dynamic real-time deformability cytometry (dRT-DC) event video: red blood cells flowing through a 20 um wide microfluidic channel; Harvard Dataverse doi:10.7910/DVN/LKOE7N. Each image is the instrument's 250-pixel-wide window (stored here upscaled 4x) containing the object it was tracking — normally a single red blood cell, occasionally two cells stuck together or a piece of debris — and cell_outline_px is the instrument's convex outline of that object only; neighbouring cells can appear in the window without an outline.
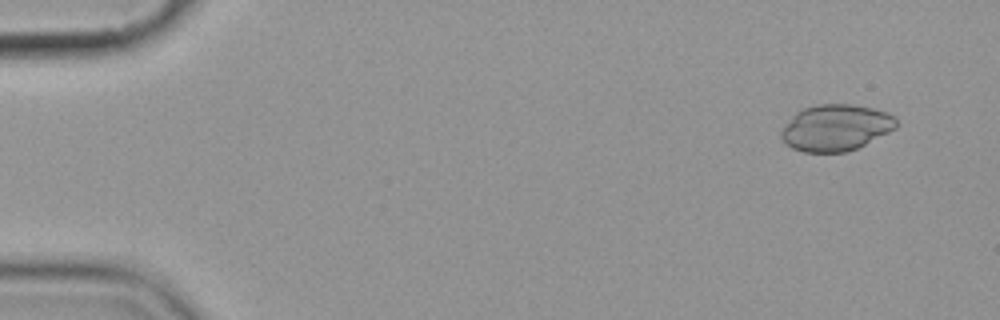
{"species": "common noctule bat (a hibernating species)", "species_latin": "Nyctalus noctula", "temperature_condition": "cold", "stored_images_in_passage": 4, "camera_frame_rate_fps": 3000, "um_per_image_px": 0.085, "animal": {"sex": "female", "body_mass_g": 19.9}, "frame": {"image": 1, "passage_image": 1, "time_ms": 0.0, "image_size_px": [1000, 320], "cell_outline_px": [[896, 128], [848, 152], [804, 152], [792, 148], [780, 136], [780, 132], [784, 124], [796, 112], [804, 108], [816, 104], [852, 104], [872, 108], [896, 116]], "centroid_in_image_um": [71.01, 10.84], "position_along_channel_um": 14.0, "area_um2": 30.92}}